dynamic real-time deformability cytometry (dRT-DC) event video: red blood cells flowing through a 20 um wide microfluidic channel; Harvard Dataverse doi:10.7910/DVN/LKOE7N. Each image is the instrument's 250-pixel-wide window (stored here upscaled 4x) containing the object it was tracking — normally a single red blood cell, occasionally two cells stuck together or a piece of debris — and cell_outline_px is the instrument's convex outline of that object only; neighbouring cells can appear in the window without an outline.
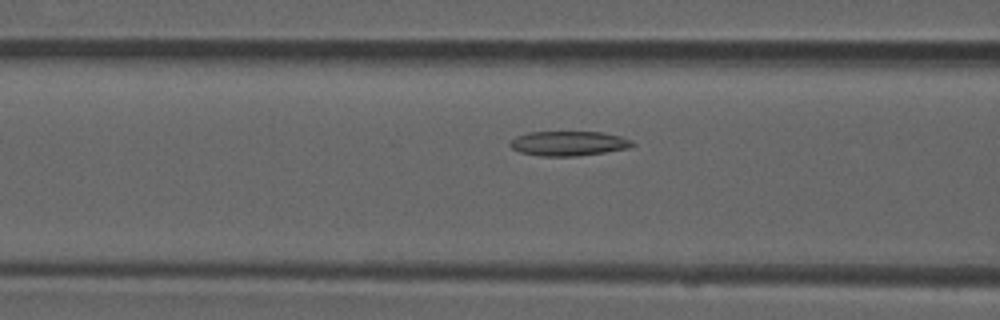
{"species": "common noctule bat (a hibernating species)", "species_latin": "Nyctalus noctula", "temperature_condition": "room temperature", "stored_images_in_passage": 37, "camera_frame_rate_fps": 3000, "um_per_image_px": 0.085, "animal": {"sex": "male", "forearm_length_mm": 52.5}, "frame": {"image": 1, "passage_image": 5, "time_ms": 1.333, "image_size_px": [1000, 320], "cell_outline_px": [[636, 144], [628, 148], [604, 152], [576, 156], [540, 156], [520, 152], [512, 148], [508, 144], [516, 136], [528, 132], [604, 132], [620, 136], [632, 140]], "centroid_in_image_um": [48.33, 12.19], "position_along_channel_um": 118.3, "area_um2": 17.57}}
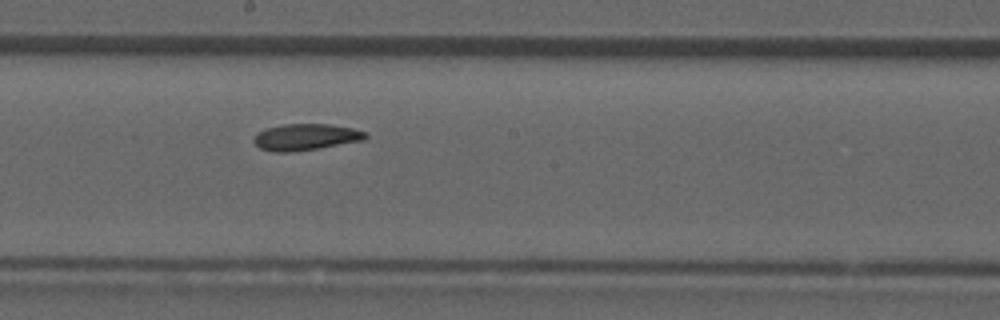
{"frame": {"image": 2, "passage_image": 13, "time_ms": 4.0, "image_size_px": [1000, 320], "cell_outline_px": [[368, 136], [364, 140], [320, 148], [292, 152], [276, 152], [260, 148], [252, 140], [264, 128], [284, 124], [328, 124], [352, 128], [368, 132]], "centroid_in_image_um": [26.02, 11.65], "position_along_channel_um": 222.2, "area_um2": 17.22}}
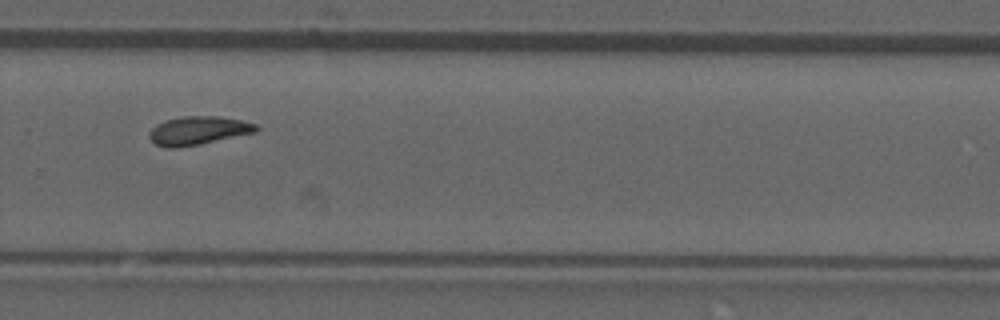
{"frame": {"image": 3, "passage_image": 20, "time_ms": 6.333, "image_size_px": [1000, 320], "cell_outline_px": [[260, 128], [256, 132], [200, 144], [176, 148], [168, 148], [156, 144], [148, 136], [148, 132], [156, 124], [164, 120], [184, 116], [220, 116], [240, 120], [256, 124]], "centroid_in_image_um": [16.83, 11.09], "position_along_channel_um": 313.0, "area_um2": 17.74}, "authors_computed_cell_mechanics": {"area_um2": 17.051, "velocity_mm_per_s": 3.9042, "shape_relaxation_time_tau1_ms": null, "shape_relaxation_time_tau2_ms": 7.7673, "deformation_change_tau1": null, "deformation_change_tau2": 0.1583}}